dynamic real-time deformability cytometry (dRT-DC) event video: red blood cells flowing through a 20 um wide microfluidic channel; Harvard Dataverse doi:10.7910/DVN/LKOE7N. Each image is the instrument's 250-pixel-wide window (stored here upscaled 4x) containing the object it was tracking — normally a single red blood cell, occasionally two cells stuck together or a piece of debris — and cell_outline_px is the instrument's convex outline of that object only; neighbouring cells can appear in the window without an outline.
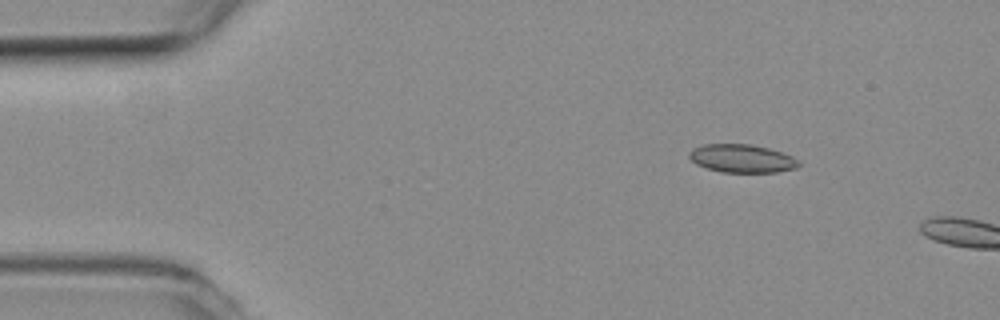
{"species": "common noctule bat (a hibernating species)", "species_latin": "Nyctalus noctula", "temperature_condition": "room temperature", "stored_images_in_passage": 4, "camera_frame_rate_fps": 3000, "um_per_image_px": 0.085, "animal": {"sex": "female", "body_mass_g": 19.3, "forearm_length_mm": 54.1}, "frame": {"image": 1, "passage_image": 3, "time_ms": 0.667, "image_size_px": [1000, 320], "cell_outline_px": [[800, 164], [796, 168], [776, 172], [720, 172], [696, 164], [688, 156], [688, 152], [692, 148], [704, 144], [752, 144], [768, 148], [792, 156]], "centroid_in_image_um": [63.02, 13.46], "position_along_channel_um": 22.0, "area_um2": 17.92}}